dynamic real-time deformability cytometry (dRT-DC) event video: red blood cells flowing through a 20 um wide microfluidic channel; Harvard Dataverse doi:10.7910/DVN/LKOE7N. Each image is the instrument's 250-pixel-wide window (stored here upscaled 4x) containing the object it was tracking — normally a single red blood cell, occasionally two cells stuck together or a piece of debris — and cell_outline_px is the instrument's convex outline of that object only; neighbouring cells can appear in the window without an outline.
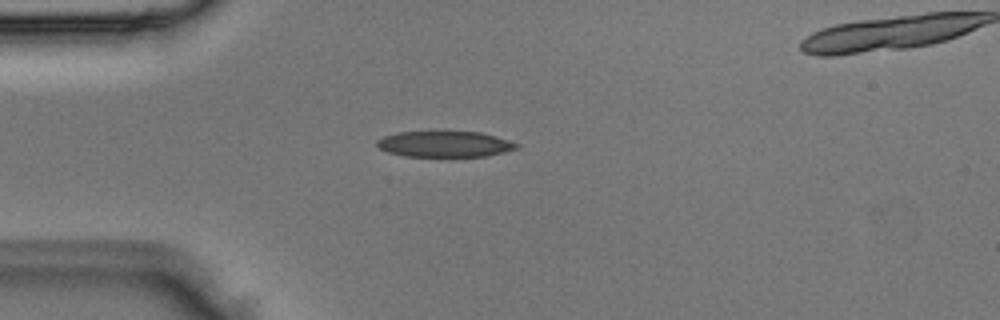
{"species": "Egyptian fruit bat (a non-hibernating species)", "species_latin": "Rousettus aegyptiacus", "temperature_condition": "room temperature", "stored_images_in_passage": 2, "camera_frame_rate_fps": 3000, "um_per_image_px": 0.085, "animal": {"sex": "male"}, "frame": {"image": 1, "passage_image": 1, "time_ms": 0.0, "image_size_px": [1000, 320], "cell_outline_px": [[520, 148], [504, 152], [484, 156], [404, 156], [388, 152], [380, 148], [376, 144], [376, 140], [384, 136], [396, 132], [480, 132], [496, 136], [520, 144]], "centroid_in_image_um": [37.81, 12.24], "position_along_channel_um": 47.2, "area_um2": 20.98}}